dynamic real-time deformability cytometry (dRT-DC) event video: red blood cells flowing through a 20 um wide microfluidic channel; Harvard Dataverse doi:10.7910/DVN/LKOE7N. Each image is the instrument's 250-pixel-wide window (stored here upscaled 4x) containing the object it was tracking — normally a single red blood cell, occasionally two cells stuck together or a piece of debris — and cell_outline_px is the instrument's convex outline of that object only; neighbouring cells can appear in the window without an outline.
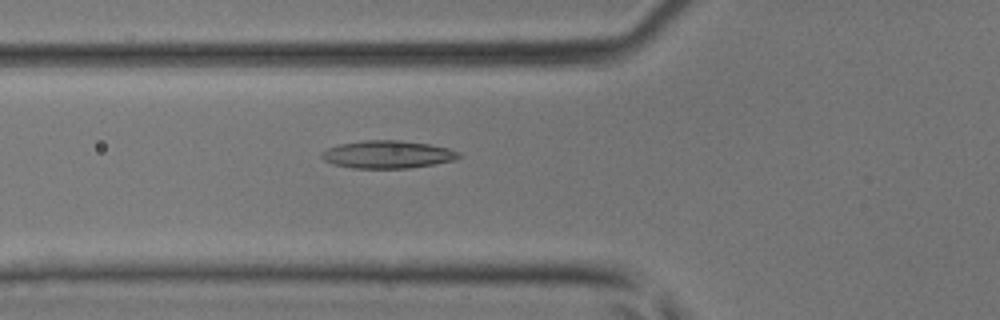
{"species": "common noctule bat (a hibernating species)", "species_latin": "Nyctalus noctula", "temperature_condition": "room temperature", "stored_images_in_passage": 34, "camera_frame_rate_fps": 3000, "um_per_image_px": 0.085, "animal": {"sex": "male", "body_mass_g": 17.9, "forearm_length_mm": 54.2}, "frame": {"image": 1, "passage_image": 6, "time_ms": 1.667, "image_size_px": [1000, 320], "cell_outline_px": [[460, 156], [452, 160], [436, 164], [408, 168], [352, 168], [332, 164], [324, 160], [320, 156], [320, 152], [328, 148], [340, 144], [364, 140], [400, 140], [428, 144], [448, 148], [460, 152]], "centroid_in_image_um": [32.91, 13.13], "position_along_channel_um": 92.9, "area_um2": 22.14}}
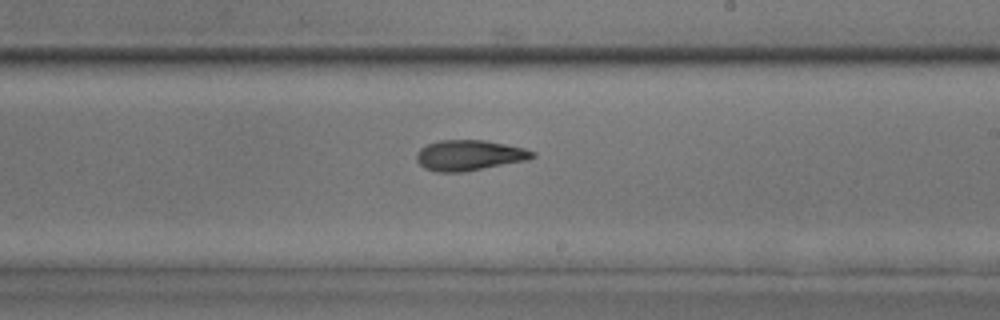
{"frame": {"image": 2, "passage_image": 16, "time_ms": 5.0, "image_size_px": [1000, 320], "cell_outline_px": [[536, 156], [528, 160], [464, 172], [436, 172], [424, 168], [416, 160], [416, 152], [420, 148], [428, 144], [440, 140], [484, 140], [524, 148], [536, 152]], "centroid_in_image_um": [39.88, 13.2], "position_along_channel_um": 249.1, "area_um2": 20.69}}
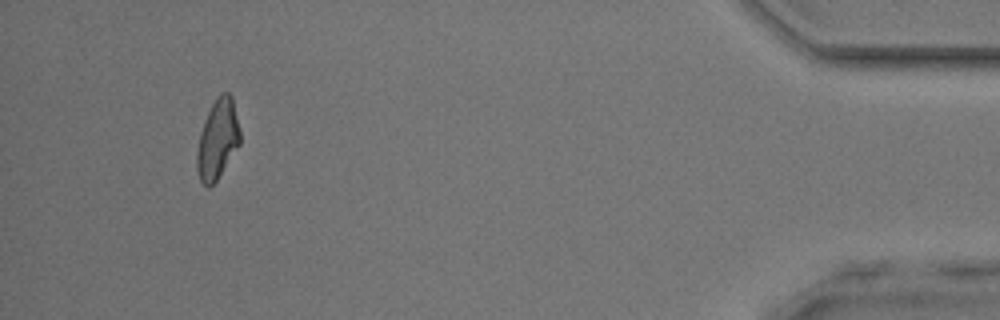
{"frame": {"image": 3, "passage_image": 31, "time_ms": 10.0, "image_size_px": [1000, 320], "cell_outline_px": [[240, 144], [216, 180], [208, 188], [200, 180], [196, 168], [196, 156], [200, 132], [204, 120], [216, 96], [220, 92], [228, 92], [232, 96], [240, 132]], "centroid_in_image_um": [18.49, 11.81], "position_along_channel_um": 416.7, "area_um2": 19.88}}